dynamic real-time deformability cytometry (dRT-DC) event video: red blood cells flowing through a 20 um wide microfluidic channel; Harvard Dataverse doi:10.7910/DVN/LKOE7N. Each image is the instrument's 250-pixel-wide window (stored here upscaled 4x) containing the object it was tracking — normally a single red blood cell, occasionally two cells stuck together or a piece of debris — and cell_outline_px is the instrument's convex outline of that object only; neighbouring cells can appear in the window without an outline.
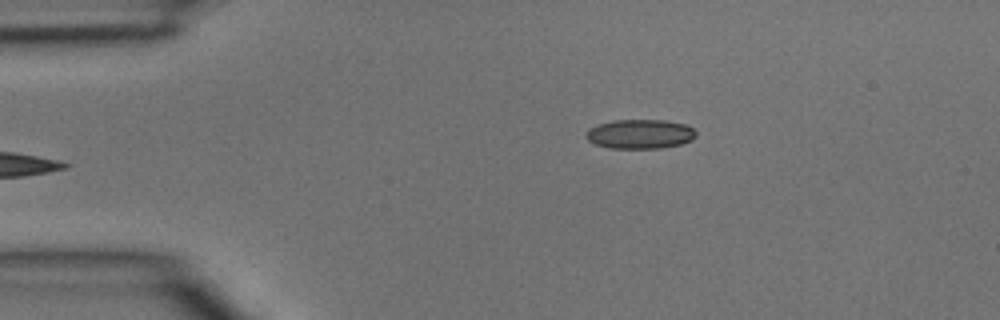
{"species": "common noctule bat (a hibernating species)", "species_latin": "Nyctalus noctula", "temperature_condition": "room temperature", "stored_images_in_passage": 4, "camera_frame_rate_fps": 3000, "um_per_image_px": 0.085, "animal": {"sex": "male", "body_mass_g": 15.6}, "frame": {"image": 1, "passage_image": 4, "time_ms": 1.0, "image_size_px": [1000, 320], "cell_outline_px": [[696, 136], [692, 140], [680, 144], [660, 148], [608, 148], [596, 144], [588, 140], [584, 136], [588, 128], [596, 124], [612, 120], [664, 120], [684, 124], [692, 128], [696, 132]], "centroid_in_image_um": [54.36, 11.39], "position_along_channel_um": 30.6, "area_um2": 18.9}}